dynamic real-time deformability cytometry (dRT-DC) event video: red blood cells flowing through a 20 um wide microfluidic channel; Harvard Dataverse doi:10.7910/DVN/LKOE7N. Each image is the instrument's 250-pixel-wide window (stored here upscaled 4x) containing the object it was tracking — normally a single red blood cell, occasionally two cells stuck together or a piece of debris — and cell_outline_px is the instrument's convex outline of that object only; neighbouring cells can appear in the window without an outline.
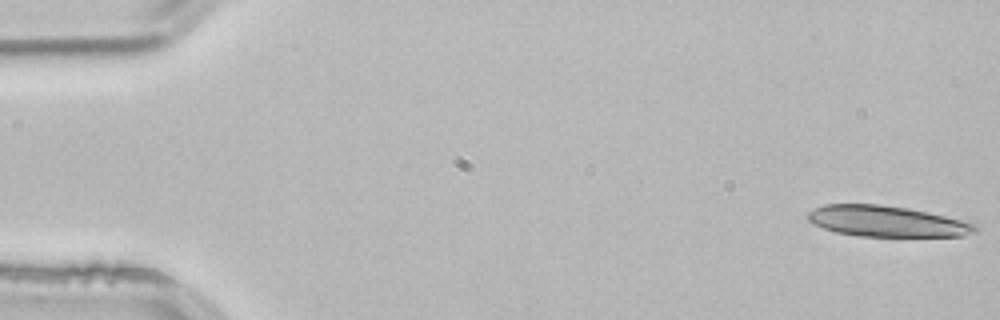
{"species": "common noctule bat (a hibernating species)", "species_latin": "Nyctalus noctula", "temperature_condition": "room temperature", "stored_images_in_passage": 3, "camera_frame_rate_fps": 3000, "um_per_image_px": 0.085, "animal": {"sex": "male", "body_mass_g": 21.5, "forearm_length_mm": 52.0}, "frame": {"image": 1, "passage_image": 1, "time_ms": 0.0, "image_size_px": [1000, 320], "cell_outline_px": [[980, 228], [976, 232], [964, 236], [860, 236], [836, 232], [824, 228], [808, 220], [808, 212], [824, 204], [880, 204], [908, 208], [968, 220], [976, 224]], "centroid_in_image_um": [75.47, 18.81], "position_along_channel_um": 9.5, "area_um2": 30.29}}